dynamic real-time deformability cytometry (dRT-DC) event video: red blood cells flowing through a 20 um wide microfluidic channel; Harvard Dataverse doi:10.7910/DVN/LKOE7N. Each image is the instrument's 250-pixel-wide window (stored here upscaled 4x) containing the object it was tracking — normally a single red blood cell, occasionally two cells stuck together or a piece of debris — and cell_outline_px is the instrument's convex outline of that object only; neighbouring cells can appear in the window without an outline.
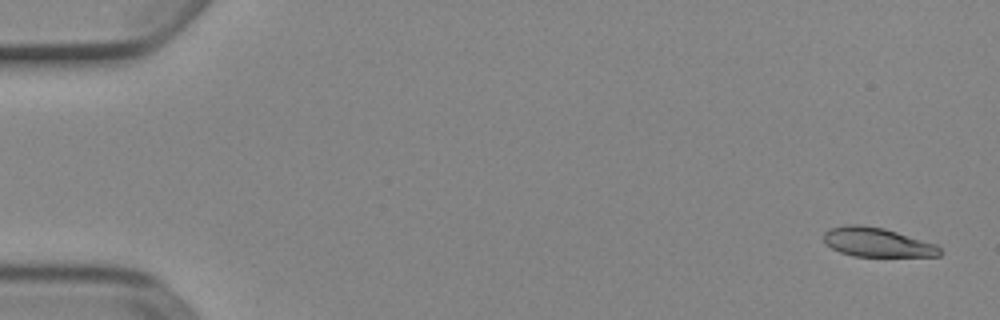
{"species": "Egyptian fruit bat (a non-hibernating species)", "species_latin": "Rousettus aegyptiacus", "temperature_condition": "cold", "stored_images_in_passage": 4, "camera_frame_rate_fps": 3000, "um_per_image_px": 0.085, "animal": {"sex": "female"}, "frame": {"image": 1, "passage_image": 1, "time_ms": 0.0, "image_size_px": [1000, 320], "cell_outline_px": [[944, 252], [940, 256], [852, 256], [840, 252], [832, 248], [824, 240], [824, 232], [832, 228], [848, 224], [856, 224], [884, 228], [936, 244]], "centroid_in_image_um": [74.59, 20.6], "position_along_channel_um": 10.4, "area_um2": 19.59}}
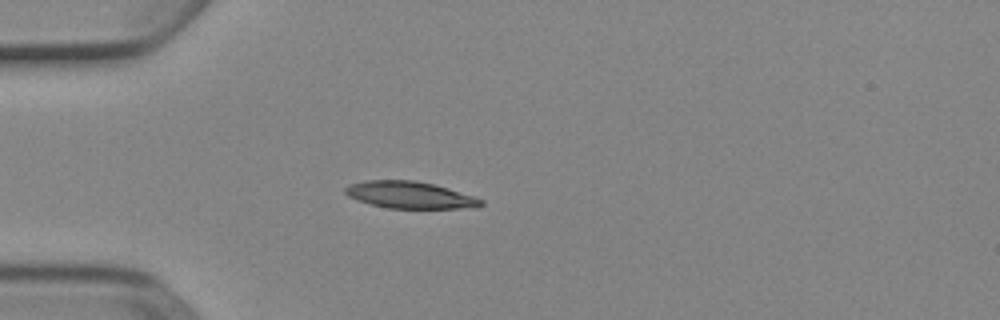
{"frame": {"image": 2, "passage_image": 4, "time_ms": 1.0, "image_size_px": [1000, 320], "cell_outline_px": [[484, 204], [476, 208], [388, 208], [356, 200], [348, 196], [344, 192], [344, 188], [348, 184], [364, 180], [416, 180], [448, 188], [476, 196], [484, 200]], "centroid_in_image_um": [34.85, 16.57], "position_along_channel_um": 50.1, "area_um2": 21.5}}